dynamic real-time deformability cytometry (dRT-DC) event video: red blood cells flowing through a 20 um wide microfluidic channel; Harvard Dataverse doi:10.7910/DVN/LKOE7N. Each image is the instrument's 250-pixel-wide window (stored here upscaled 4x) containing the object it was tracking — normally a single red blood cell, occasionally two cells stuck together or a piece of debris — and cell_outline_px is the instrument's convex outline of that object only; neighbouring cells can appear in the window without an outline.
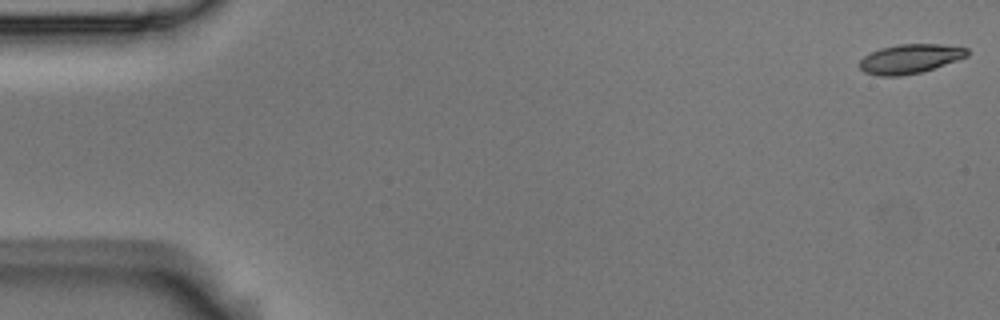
{"species": "Egyptian fruit bat (a non-hibernating species)", "species_latin": "Rousettus aegyptiacus", "temperature_condition": "room temperature", "stored_images_in_passage": 16, "camera_frame_rate_fps": 3000, "um_per_image_px": 0.085, "animal": {"sex": "male"}, "frame": {"image": 1, "passage_image": 1, "time_ms": 0.0, "image_size_px": [1000, 320], "cell_outline_px": [[968, 56], [920, 72], [900, 76], [880, 76], [864, 72], [860, 68], [860, 60], [864, 56], [880, 48], [896, 44], [940, 44], [968, 48]], "centroid_in_image_um": [77.33, 4.99], "position_along_channel_um": 7.7, "area_um2": 18.15}}
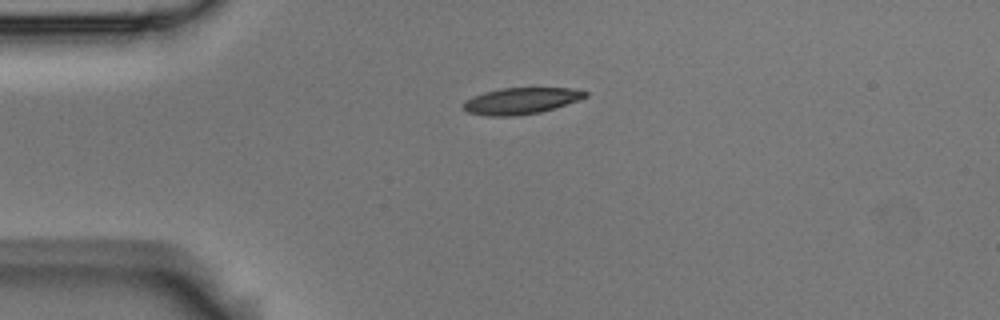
{"frame": {"image": 2, "passage_image": 13, "time_ms": 4.0, "image_size_px": [1000, 320], "cell_outline_px": [[588, 96], [540, 112], [512, 116], [488, 116], [468, 112], [464, 108], [464, 104], [472, 96], [484, 92], [500, 88], [572, 88], [588, 92]], "centroid_in_image_um": [44.27, 8.56], "position_along_channel_um": 40.7, "area_um2": 18.38}}